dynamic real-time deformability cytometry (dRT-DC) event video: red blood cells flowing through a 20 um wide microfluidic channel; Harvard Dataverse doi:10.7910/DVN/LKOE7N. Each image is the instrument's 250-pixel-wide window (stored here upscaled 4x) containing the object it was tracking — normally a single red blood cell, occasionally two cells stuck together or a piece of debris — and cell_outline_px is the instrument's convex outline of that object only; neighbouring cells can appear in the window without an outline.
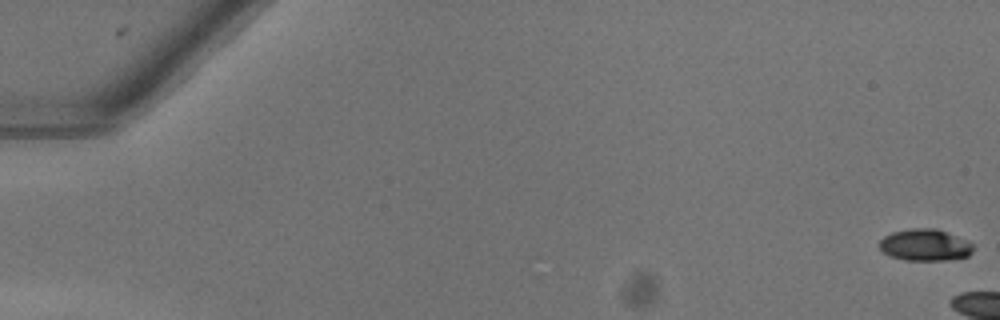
{"species": "common noctule bat (a hibernating species)", "species_latin": "Nyctalus noctula", "temperature_condition": "warm", "stored_images_in_passage": 8, "camera_frame_rate_fps": 3000, "um_per_image_px": 0.085, "animal": {"sex": "female"}, "frame": {"image": 1, "passage_image": 1, "time_ms": 0.0, "image_size_px": [1000, 320], "cell_outline_px": [[972, 252], [968, 256], [948, 260], [904, 260], [880, 252], [880, 240], [884, 236], [892, 232], [912, 228], [936, 228], [956, 236], [972, 244]], "centroid_in_image_um": [78.59, 20.83], "position_along_channel_um": 6.4, "area_um2": 17.22}}